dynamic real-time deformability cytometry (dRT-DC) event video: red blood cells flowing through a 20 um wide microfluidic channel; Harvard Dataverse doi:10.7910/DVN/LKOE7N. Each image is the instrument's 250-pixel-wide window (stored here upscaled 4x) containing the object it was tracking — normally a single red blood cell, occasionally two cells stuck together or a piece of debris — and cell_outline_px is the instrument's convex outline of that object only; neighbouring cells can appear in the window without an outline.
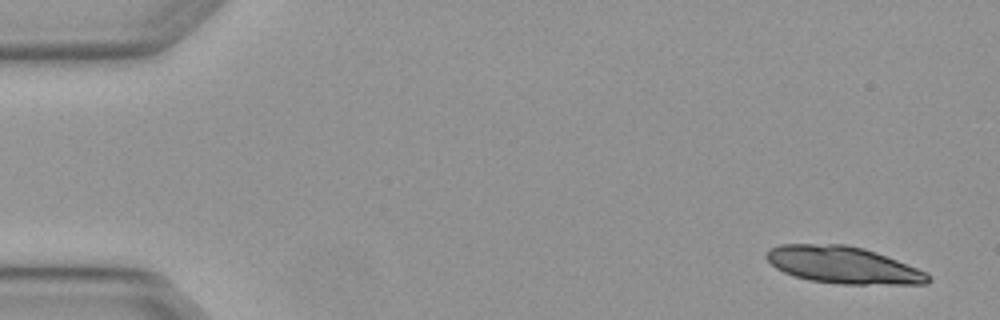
{"species": "Egyptian fruit bat (a non-hibernating species)", "species_latin": "Rousettus aegyptiacus", "temperature_condition": "warm", "stored_images_in_passage": 5, "segment_of_instrument_passage": [1, 2], "camera_frame_rate_fps": 3000, "um_per_image_px": 0.085, "animal": {"sex": "female"}, "frame": {"image": 1, "passage_image": 1, "time_ms": 0.0, "image_size_px": [1000, 320], "cell_outline_px": [[932, 280], [928, 284], [844, 284], [808, 280], [784, 272], [776, 268], [764, 256], [764, 252], [768, 248], [780, 244], [844, 244], [864, 248], [876, 252], [916, 268], [924, 272]], "centroid_in_image_um": [71.61, 22.52], "position_along_channel_um": 13.4, "area_um2": 34.74}}